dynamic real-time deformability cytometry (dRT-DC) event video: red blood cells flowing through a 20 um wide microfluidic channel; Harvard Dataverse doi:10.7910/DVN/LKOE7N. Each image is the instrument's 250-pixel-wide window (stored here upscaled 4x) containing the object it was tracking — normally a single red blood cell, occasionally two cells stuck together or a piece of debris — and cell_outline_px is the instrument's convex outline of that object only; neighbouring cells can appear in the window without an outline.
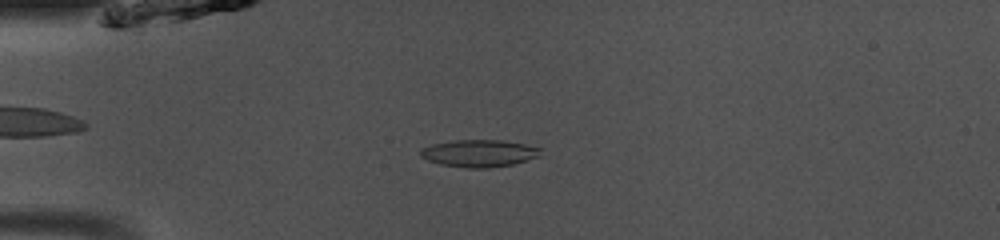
{"species": "common noctule bat (a hibernating species)", "species_latin": "Nyctalus noctula", "temperature_condition": "room temperature", "stored_images_in_passage": 30, "camera_frame_rate_fps": 3000, "um_per_image_px": 0.085, "animal": {"sex": "male", "body_mass_g": 13.0, "forearm_length_mm": 53.1}, "frame": {"image": 1, "passage_image": 1, "time_ms": 0.0, "image_size_px": [1000, 240], "cell_outline_px": [[544, 148], [540, 156], [512, 164], [488, 168], [468, 168], [440, 164], [428, 160], [420, 156], [420, 148], [432, 144], [452, 140], [500, 140], [524, 144]], "centroid_in_image_um": [40.73, 13.02], "position_along_channel_um": 44.3, "area_um2": 19.13}}
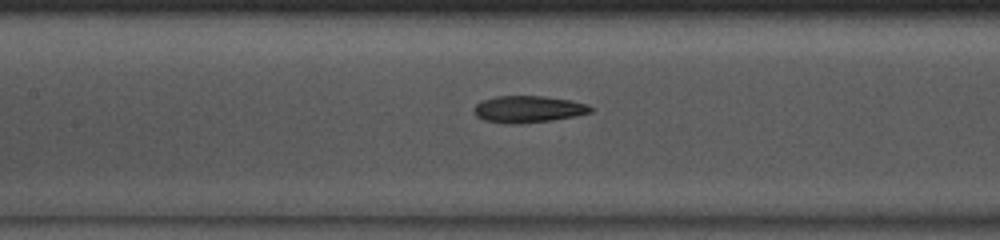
{"frame": {"image": 2, "passage_image": 11, "time_ms": 3.333, "image_size_px": [1000, 240], "cell_outline_px": [[592, 112], [576, 116], [552, 120], [520, 124], [484, 120], [476, 116], [472, 108], [476, 104], [484, 100], [496, 96], [544, 96], [568, 100], [588, 104], [592, 108]], "centroid_in_image_um": [44.9, 9.28], "position_along_channel_um": 162.5, "area_um2": 18.09}}
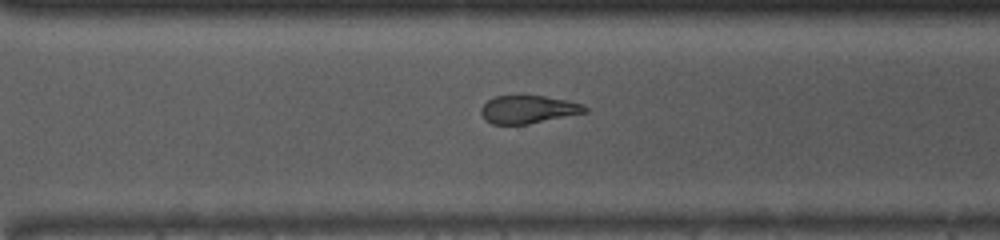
{"frame": {"image": 3, "passage_image": 23, "time_ms": 7.333, "image_size_px": [1000, 240], "cell_outline_px": [[588, 112], [528, 124], [492, 124], [484, 120], [480, 112], [480, 108], [488, 100], [496, 96], [544, 96], [568, 100], [580, 104], [588, 108]], "centroid_in_image_um": [44.88, 9.31], "position_along_channel_um": 325.7, "area_um2": 16.88}, "authors_computed_cell_mechanics": {"area_um2": 17.8313, "velocity_mm_per_s": 4.0956, "shape_relaxation_time_tau1_ms": 4.5787, "shape_relaxation_time_tau2_ms": 1.7015, "deformation_change_tau1": 0.1543, "deformation_change_tau2": 0.0821}}